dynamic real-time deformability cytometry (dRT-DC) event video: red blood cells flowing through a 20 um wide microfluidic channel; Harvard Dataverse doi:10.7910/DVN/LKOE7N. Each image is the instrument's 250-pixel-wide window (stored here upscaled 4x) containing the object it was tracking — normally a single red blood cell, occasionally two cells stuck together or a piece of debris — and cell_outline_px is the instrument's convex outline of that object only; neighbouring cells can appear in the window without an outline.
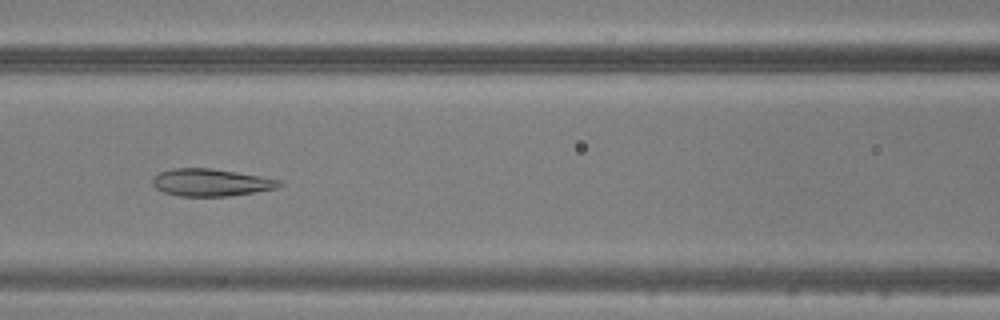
{"species": "common noctule bat (a hibernating species)", "species_latin": "Nyctalus noctula", "temperature_condition": "warm", "stored_images_in_passage": 48, "camera_frame_rate_fps": 3000, "um_per_image_px": 0.085, "animal": {"sex": "male", "body_mass_g": 20.5, "forearm_length_mm": 52.5}, "frame": {"image": 1, "passage_image": 21, "time_ms": 6.667, "image_size_px": [1000, 320], "cell_outline_px": [[284, 184], [280, 188], [228, 196], [180, 196], [164, 192], [156, 188], [152, 184], [152, 176], [160, 172], [172, 168], [212, 168], [260, 176], [280, 180]], "centroid_in_image_um": [17.93, 15.51], "position_along_channel_um": 148.7, "area_um2": 20.29}}
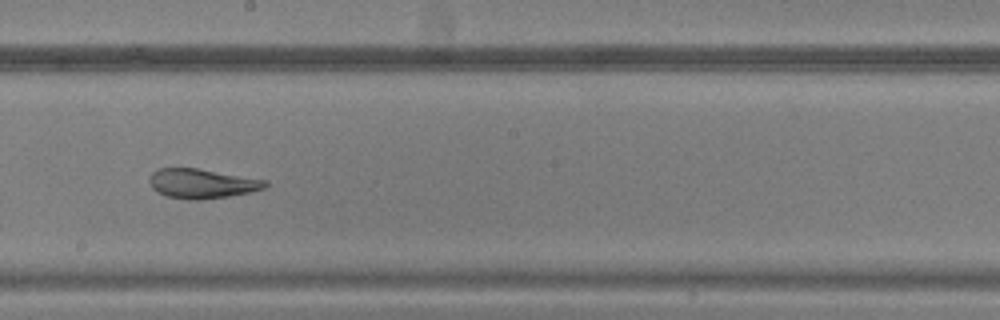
{"frame": {"image": 2, "passage_image": 27, "time_ms": 8.667, "image_size_px": [1000, 320], "cell_outline_px": [[268, 184], [264, 188], [248, 192], [228, 196], [200, 200], [188, 200], [168, 196], [156, 192], [152, 188], [148, 180], [152, 172], [160, 168], [196, 168], [268, 180]], "centroid_in_image_um": [17.14, 15.6], "position_along_channel_um": 231.1, "area_um2": 19.88}}
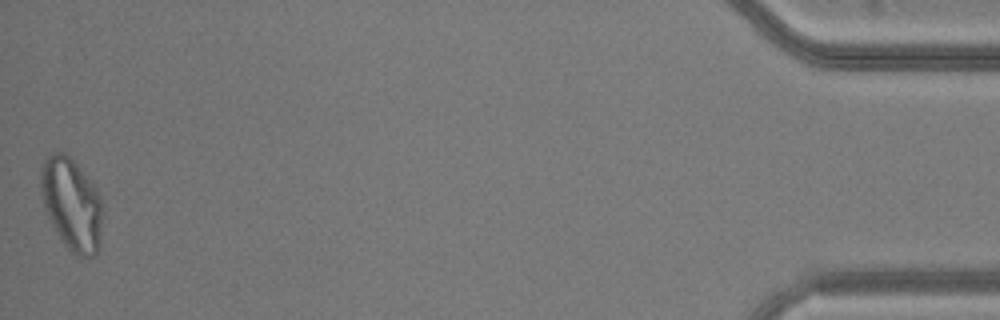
{"frame": {"image": 3, "passage_image": 48, "time_ms": 15.667, "image_size_px": [1000, 320], "cell_outline_px": [[104, 216], [100, 248], [96, 256], [76, 256], [60, 240], [44, 208], [40, 188], [40, 172], [44, 160], [48, 156], [56, 152], [64, 152], [76, 164], [96, 188], [100, 196], [104, 208]], "centroid_in_image_um": [6.13, 17.41], "position_along_channel_um": 429.1, "area_um2": 33.7}}